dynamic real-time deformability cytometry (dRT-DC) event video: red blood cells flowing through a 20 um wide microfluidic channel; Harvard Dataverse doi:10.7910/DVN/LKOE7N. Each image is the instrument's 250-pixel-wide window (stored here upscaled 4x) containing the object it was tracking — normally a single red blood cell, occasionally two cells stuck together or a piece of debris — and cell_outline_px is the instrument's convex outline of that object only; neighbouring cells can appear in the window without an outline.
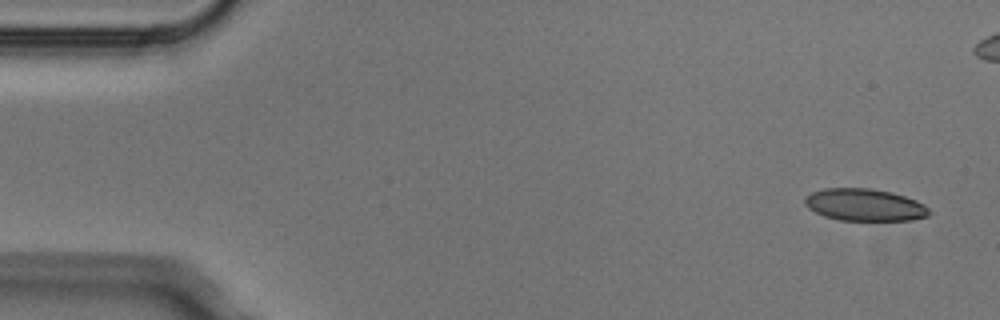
{"species": "Egyptian fruit bat (a non-hibernating species)", "species_latin": "Rousettus aegyptiacus", "temperature_condition": "cold", "stored_images_in_passage": 5, "camera_frame_rate_fps": 3000, "um_per_image_px": 0.085, "animal": {"sex": "male"}, "frame": {"image": 1, "passage_image": 1, "time_ms": 0.0, "image_size_px": [1000, 320], "cell_outline_px": [[932, 212], [928, 216], [912, 220], [840, 220], [824, 216], [808, 208], [804, 204], [804, 196], [812, 192], [824, 188], [868, 188], [892, 192], [916, 200], [924, 204]], "centroid_in_image_um": [73.49, 17.41], "position_along_channel_um": 11.5, "area_um2": 23.41}}